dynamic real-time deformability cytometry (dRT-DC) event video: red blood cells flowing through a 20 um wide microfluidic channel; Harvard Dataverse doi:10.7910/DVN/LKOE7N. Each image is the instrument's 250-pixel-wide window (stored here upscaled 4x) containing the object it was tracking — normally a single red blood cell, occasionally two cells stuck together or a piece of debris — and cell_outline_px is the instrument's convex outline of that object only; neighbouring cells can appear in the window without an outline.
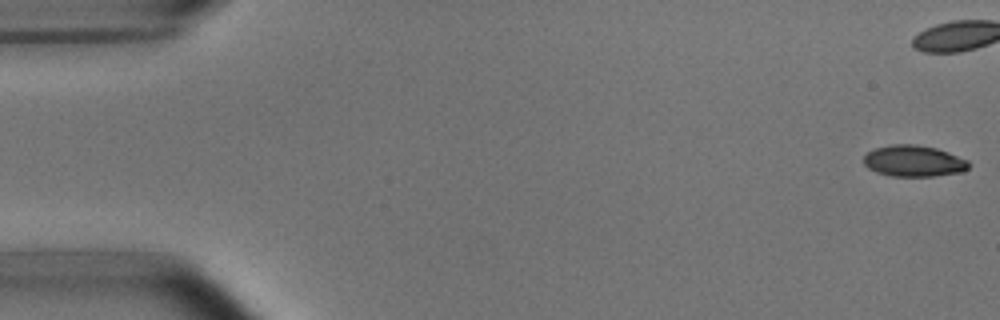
{"species": "common noctule bat (a hibernating species)", "species_latin": "Nyctalus noctula", "temperature_condition": "room temperature", "stored_images_in_passage": 6, "camera_frame_rate_fps": 3000, "um_per_image_px": 0.085, "animal": {"sex": "male", "body_mass_g": 15.6}, "frame": {"image": 1, "passage_image": 1, "time_ms": 0.0, "image_size_px": [1000, 320], "cell_outline_px": [[968, 168], [960, 172], [932, 176], [892, 176], [876, 172], [868, 168], [864, 164], [864, 156], [868, 152], [876, 148], [892, 144], [916, 144], [936, 148], [948, 152], [968, 160]], "centroid_in_image_um": [77.65, 13.68], "position_along_channel_um": 7.4, "area_um2": 19.02}}
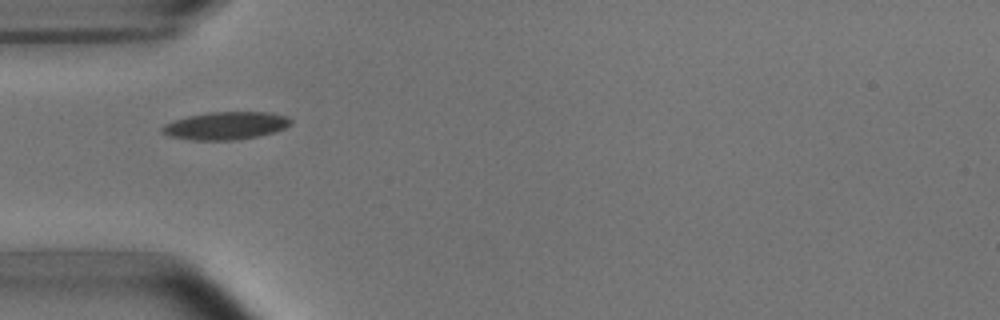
{"frame": {"image": 2, "passage_image": 6, "time_ms": 6.0, "image_size_px": [1000, 320], "cell_outline_px": [[292, 124], [284, 128], [272, 132], [256, 136], [232, 140], [192, 140], [168, 136], [160, 128], [164, 124], [172, 120], [188, 116], [208, 112], [268, 112], [288, 116], [292, 120]], "centroid_in_image_um": [19.17, 10.67], "position_along_channel_um": 65.8, "area_um2": 20.75}}